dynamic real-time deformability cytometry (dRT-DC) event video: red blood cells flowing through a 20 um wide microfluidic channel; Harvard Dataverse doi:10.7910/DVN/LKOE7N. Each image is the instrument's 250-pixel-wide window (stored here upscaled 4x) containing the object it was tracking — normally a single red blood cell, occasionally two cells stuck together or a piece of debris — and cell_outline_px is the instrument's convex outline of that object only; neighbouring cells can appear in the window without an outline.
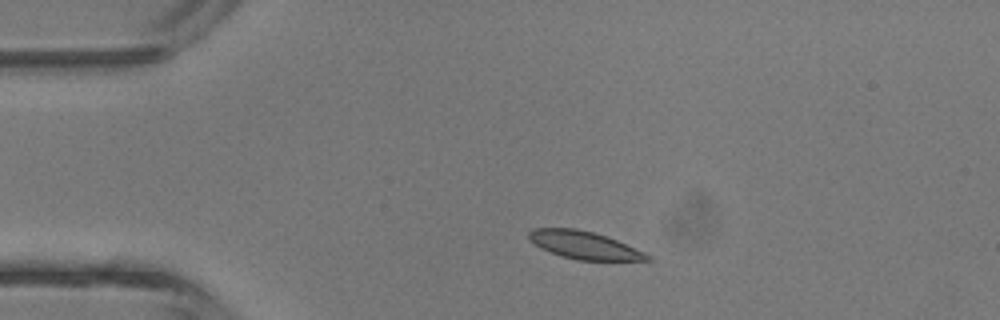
{"species": "common noctule bat (a hibernating species)", "species_latin": "Nyctalus noctula", "temperature_condition": "room temperature", "stored_images_in_passage": 3, "camera_frame_rate_fps": 3000, "um_per_image_px": 0.085, "animal": {"sex": "male", "body_mass_g": 13.3}, "frame": {"image": 1, "passage_image": 2, "time_ms": 1.333, "image_size_px": [1000, 320], "cell_outline_px": [[652, 260], [580, 260], [564, 256], [540, 248], [528, 240], [528, 232], [532, 228], [576, 228], [608, 236], [644, 252], [652, 256]], "centroid_in_image_um": [49.64, 20.82], "position_along_channel_um": 35.4, "area_um2": 19.02}}